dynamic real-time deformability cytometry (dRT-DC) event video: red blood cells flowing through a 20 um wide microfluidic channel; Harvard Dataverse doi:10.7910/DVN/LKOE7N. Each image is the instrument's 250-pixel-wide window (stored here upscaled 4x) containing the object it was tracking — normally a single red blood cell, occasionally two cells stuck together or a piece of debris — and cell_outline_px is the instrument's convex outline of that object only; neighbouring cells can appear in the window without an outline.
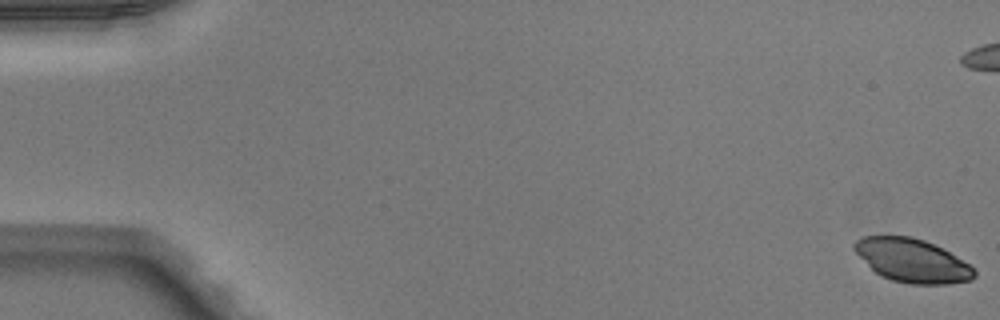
{"species": "Egyptian fruit bat (a non-hibernating species)", "species_latin": "Rousettus aegyptiacus", "temperature_condition": "warm", "stored_images_in_passage": 52, "camera_frame_rate_fps": 3000, "um_per_image_px": 0.085, "animal": {"sex": "male"}, "frame": {"image": 1, "passage_image": 1, "time_ms": 0.0, "image_size_px": [1000, 320], "cell_outline_px": [[976, 276], [972, 280], [948, 284], [908, 284], [892, 280], [880, 276], [852, 248], [852, 244], [856, 240], [864, 236], [912, 236], [924, 240], [956, 256], [968, 264], [976, 272]], "centroid_in_image_um": [77.53, 22.15], "position_along_channel_um": 7.5, "area_um2": 30.11}}